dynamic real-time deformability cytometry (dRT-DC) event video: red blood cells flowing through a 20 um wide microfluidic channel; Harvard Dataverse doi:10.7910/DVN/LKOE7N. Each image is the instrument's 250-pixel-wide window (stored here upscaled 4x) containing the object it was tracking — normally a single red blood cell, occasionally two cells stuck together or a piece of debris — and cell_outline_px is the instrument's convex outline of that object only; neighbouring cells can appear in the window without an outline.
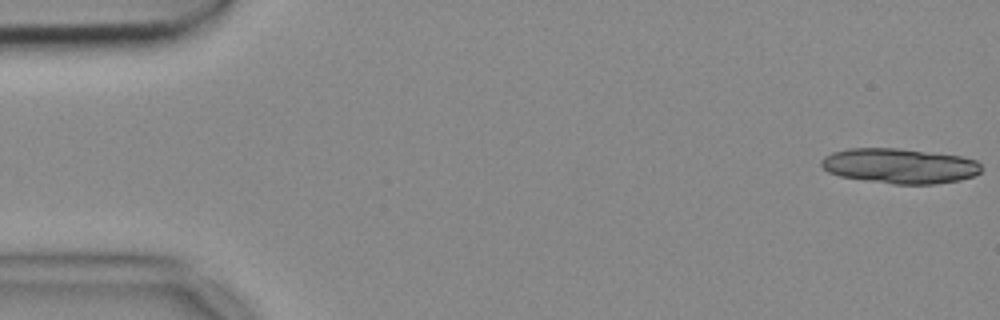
{"species": "common noctule bat (a hibernating species)", "species_latin": "Nyctalus noctula", "temperature_condition": "cold", "stored_images_in_passage": 22, "segment_of_instrument_passage": [1, 2], "camera_frame_rate_fps": 3000, "um_per_image_px": 0.085, "animal": {"sex": "female", "body_mass_g": 18.4}, "frame": {"image": 1, "passage_image": 1, "time_ms": 0.0, "image_size_px": [1000, 320], "cell_outline_px": [[980, 172], [972, 176], [960, 180], [936, 184], [892, 184], [864, 180], [840, 176], [828, 172], [820, 164], [820, 160], [824, 156], [832, 152], [848, 148], [900, 148], [960, 156], [976, 160], [980, 164]], "centroid_in_image_um": [76.44, 14.1], "position_along_channel_um": 8.6, "area_um2": 32.77}}